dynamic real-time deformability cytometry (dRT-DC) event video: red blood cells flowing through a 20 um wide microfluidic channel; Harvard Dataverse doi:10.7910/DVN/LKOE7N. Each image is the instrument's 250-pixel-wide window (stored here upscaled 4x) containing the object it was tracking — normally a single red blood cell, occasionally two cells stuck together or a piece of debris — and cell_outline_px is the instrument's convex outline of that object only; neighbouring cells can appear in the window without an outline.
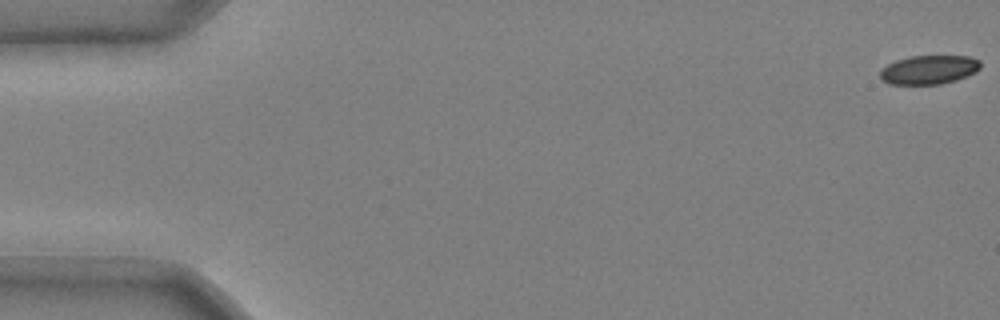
{"species": "common noctule bat (a hibernating species)", "species_latin": "Nyctalus noctula", "temperature_condition": "cold", "stored_images_in_passage": 49, "camera_frame_rate_fps": 3000, "um_per_image_px": 0.085, "animal": {"sex": "male", "body_mass_g": 20.4}, "frame": {"image": 1, "passage_image": 1, "time_ms": 0.0, "image_size_px": [1000, 320], "cell_outline_px": [[980, 68], [976, 72], [956, 80], [940, 84], [888, 84], [880, 80], [880, 72], [888, 64], [896, 60], [912, 56], [968, 56], [980, 60]], "centroid_in_image_um": [78.96, 5.93], "position_along_channel_um": 6.0, "area_um2": 16.88}}
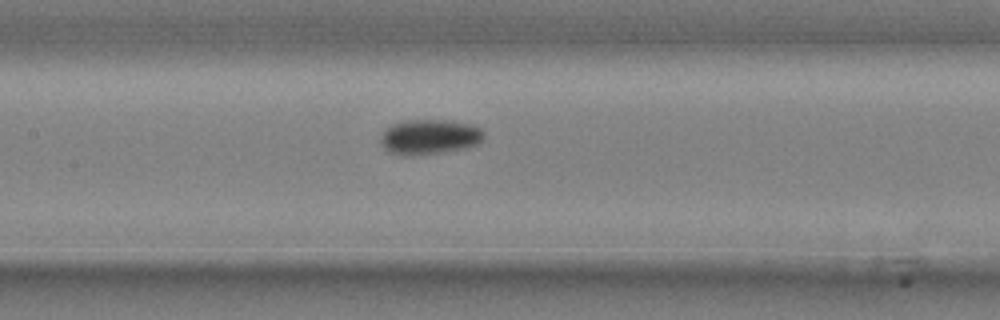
{"frame": {"image": 2, "passage_image": 26, "time_ms": 8.333, "image_size_px": [1000, 320], "cell_outline_px": [[484, 140], [476, 144], [464, 148], [444, 152], [412, 156], [404, 156], [392, 152], [384, 148], [380, 144], [380, 136], [392, 124], [408, 120], [444, 120], [472, 124], [480, 128], [484, 132]], "centroid_in_image_um": [36.52, 11.64], "position_along_channel_um": 170.9, "area_um2": 21.1}}
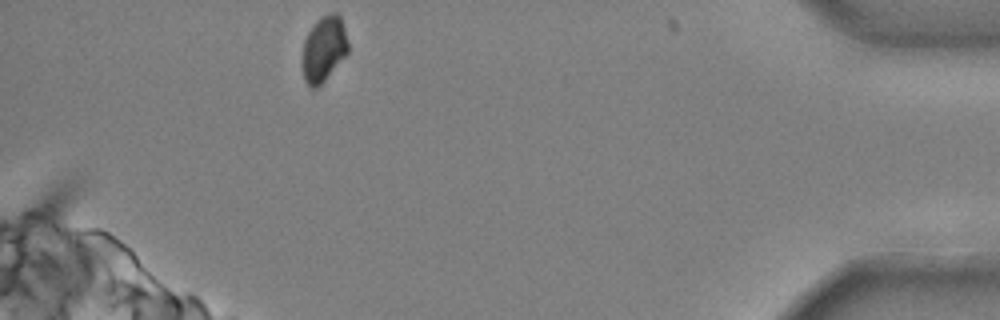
{"frame": {"image": 3, "passage_image": 49, "time_ms": 16.0, "image_size_px": [1000, 320], "cell_outline_px": [[348, 52], [324, 80], [316, 88], [308, 88], [304, 80], [300, 60], [304, 40], [308, 32], [316, 20], [320, 16], [332, 12], [336, 12], [340, 16], [348, 40]], "centroid_in_image_um": [27.48, 4.15], "position_along_channel_um": 407.7, "area_um2": 17.74}, "authors_computed_cell_mechanics": {"area_um2": 19.363, "velocity_mm_per_s": 3.703, "shape_relaxation_time_tau1_ms": 4.6238, "shape_relaxation_time_tau2_ms": null, "deformation_change_tau1": 0.0859, "deformation_change_tau2": null}}